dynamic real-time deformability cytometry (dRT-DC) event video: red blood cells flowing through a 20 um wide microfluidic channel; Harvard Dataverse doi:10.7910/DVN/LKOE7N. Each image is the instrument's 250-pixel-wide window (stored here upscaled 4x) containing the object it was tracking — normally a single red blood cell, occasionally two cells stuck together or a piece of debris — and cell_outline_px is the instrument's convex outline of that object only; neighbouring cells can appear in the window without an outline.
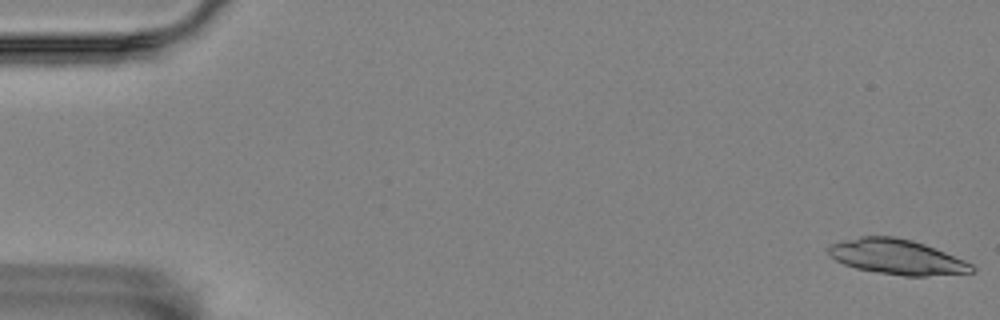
{"species": "Egyptian fruit bat (a non-hibernating species)", "species_latin": "Rousettus aegyptiacus", "temperature_condition": "room temperature", "stored_images_in_passage": 7, "camera_frame_rate_fps": 3000, "um_per_image_px": 0.085, "animal": {"sex": "female"}, "frame": {"image": 1, "passage_image": 1, "time_ms": 0.0, "image_size_px": [1000, 320], "cell_outline_px": [[976, 272], [924, 276], [904, 276], [856, 268], [844, 264], [828, 256], [828, 248], [832, 244], [844, 240], [860, 236], [892, 236], [912, 240], [924, 244], [964, 260], [972, 264], [976, 268]], "centroid_in_image_um": [76.24, 21.84], "position_along_channel_um": 8.8, "area_um2": 29.07}}